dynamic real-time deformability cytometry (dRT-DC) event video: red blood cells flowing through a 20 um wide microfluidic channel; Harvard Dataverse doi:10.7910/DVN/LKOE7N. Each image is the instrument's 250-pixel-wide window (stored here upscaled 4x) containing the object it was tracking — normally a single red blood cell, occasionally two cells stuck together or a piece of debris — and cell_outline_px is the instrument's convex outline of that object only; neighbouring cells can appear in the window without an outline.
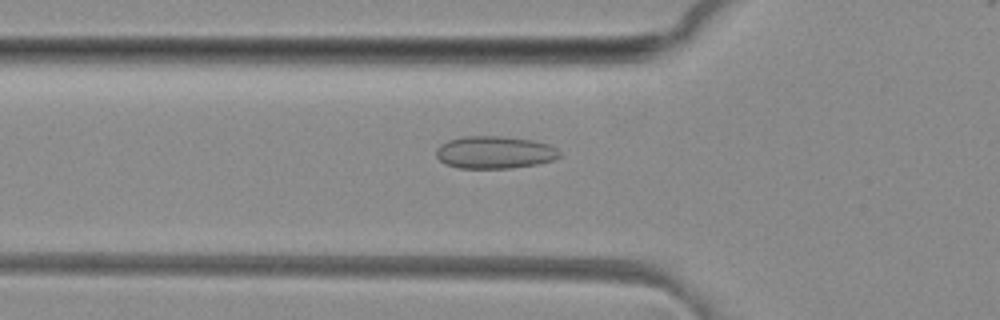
{"species": "common noctule bat (a hibernating species)", "species_latin": "Nyctalus noctula", "temperature_condition": "room temperature", "stored_images_in_passage": 40, "camera_frame_rate_fps": 3000, "um_per_image_px": 0.085, "animal": {"sex": "female", "body_mass_g": 29.2, "forearm_length_mm": 56.3}, "frame": {"image": 1, "passage_image": 7, "time_ms": 2.0, "image_size_px": [1000, 320], "cell_outline_px": [[560, 156], [552, 160], [536, 164], [512, 168], [460, 168], [444, 164], [436, 156], [436, 148], [440, 144], [448, 140], [464, 136], [500, 136], [532, 140], [548, 144], [556, 148], [560, 152]], "centroid_in_image_um": [42.01, 12.95], "position_along_channel_um": 83.8, "area_um2": 23.35}}
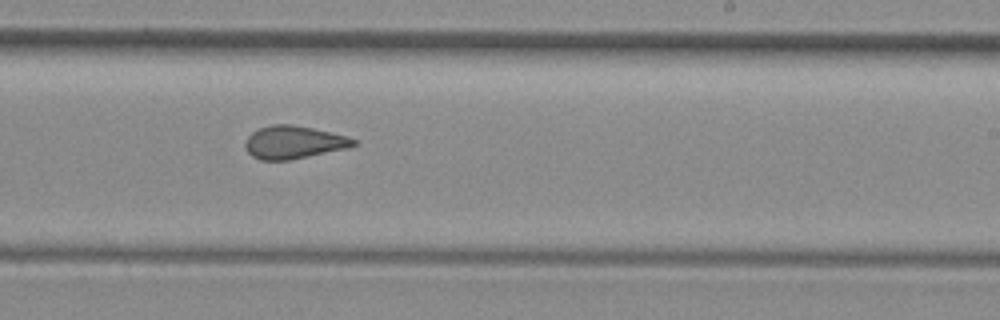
{"frame": {"image": 2, "passage_image": 20, "time_ms": 6.333, "image_size_px": [1000, 320], "cell_outline_px": [[356, 144], [348, 148], [288, 160], [260, 160], [252, 156], [248, 152], [244, 144], [248, 136], [252, 132], [260, 128], [272, 124], [292, 124], [312, 128], [348, 136], [356, 140]], "centroid_in_image_um": [24.95, 12.09], "position_along_channel_um": 264.1, "area_um2": 20.63}}
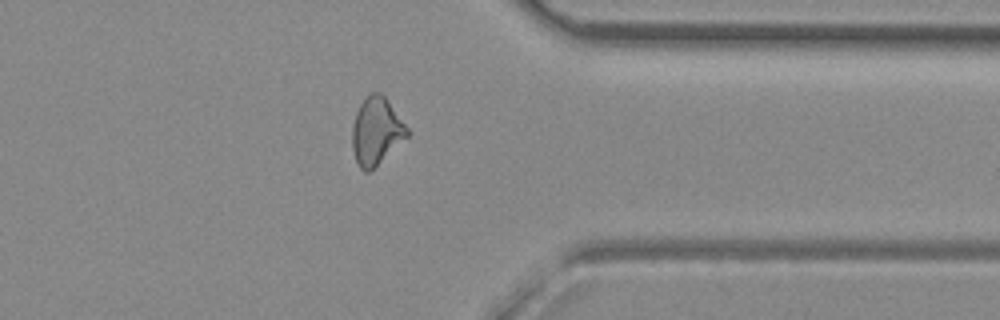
{"frame": {"image": 3, "passage_image": 29, "time_ms": 9.333, "image_size_px": [1000, 320], "cell_outline_px": [[412, 132], [408, 136], [368, 172], [364, 172], [360, 168], [356, 160], [352, 148], [352, 128], [356, 112], [360, 104], [372, 92], [380, 92], [384, 96]], "centroid_in_image_um": [31.99, 11.14], "position_along_channel_um": 379.4, "area_um2": 21.27}, "authors_computed_cell_mechanics": {"area_um2": 21.2993, "velocity_mm_per_s": 4.157, "shape_relaxation_time_tau1_ms": null, "shape_relaxation_time_tau2_ms": 2.0035, "deformation_change_tau1": null, "deformation_change_tau2": 0.0806}}